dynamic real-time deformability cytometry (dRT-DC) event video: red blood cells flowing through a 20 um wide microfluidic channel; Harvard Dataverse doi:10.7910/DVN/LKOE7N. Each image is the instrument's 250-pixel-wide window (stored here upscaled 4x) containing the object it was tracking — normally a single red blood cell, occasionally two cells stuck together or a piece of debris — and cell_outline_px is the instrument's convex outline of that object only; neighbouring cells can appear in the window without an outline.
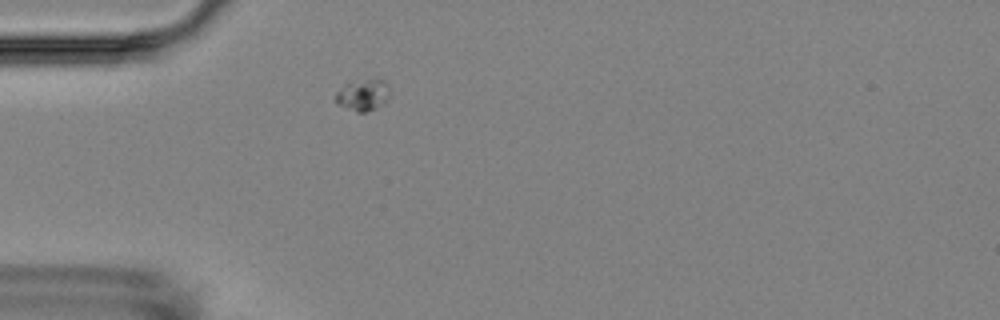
{"species": "Egyptian fruit bat (a non-hibernating species)", "species_latin": "Rousettus aegyptiacus", "temperature_condition": "room temperature", "stored_images_in_passage": 1, "camera_frame_rate_fps": 3000, "um_per_image_px": 0.085, "animal": {"sex": "female"}, "frame": {"image": 1, "passage_image": 1, "time_ms": 0.0, "image_size_px": [1000, 320], "cell_outline_px": [[388, 100], [384, 104], [368, 112], [356, 112], [336, 104], [336, 92], [348, 80], [376, 76], [384, 80], [388, 84]], "centroid_in_image_um": [30.85, 8.01], "position_along_channel_um": 54.1, "area_um2": 10.64}}